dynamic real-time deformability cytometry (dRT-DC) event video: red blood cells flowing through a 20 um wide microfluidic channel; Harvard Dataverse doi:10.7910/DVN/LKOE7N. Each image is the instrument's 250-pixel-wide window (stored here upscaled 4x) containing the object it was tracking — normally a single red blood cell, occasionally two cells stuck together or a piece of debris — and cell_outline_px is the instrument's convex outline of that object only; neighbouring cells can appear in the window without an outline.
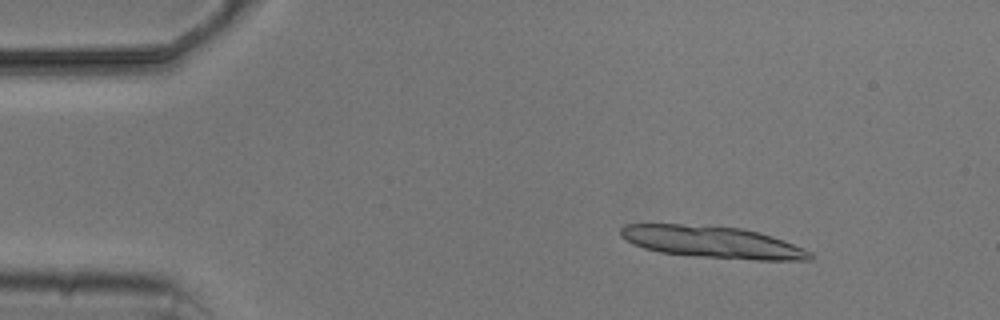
{"species": "common noctule bat (a hibernating species)", "species_latin": "Nyctalus noctula", "temperature_condition": "cold", "stored_images_in_passage": 3, "camera_frame_rate_fps": 3000, "um_per_image_px": 0.085, "animal": {"sex": "male", "body_mass_g": 20.5, "forearm_length_mm": 52.5}, "frame": {"image": 1, "passage_image": 2, "time_ms": 1.0, "image_size_px": [1000, 320], "cell_outline_px": [[812, 260], [756, 260], [696, 256], [660, 252], [644, 248], [632, 244], [620, 236], [620, 228], [624, 224], [680, 224], [740, 228], [760, 232], [772, 236], [804, 248], [812, 252]], "centroid_in_image_um": [60.55, 20.58], "position_along_channel_um": 24.5, "area_um2": 35.08}}